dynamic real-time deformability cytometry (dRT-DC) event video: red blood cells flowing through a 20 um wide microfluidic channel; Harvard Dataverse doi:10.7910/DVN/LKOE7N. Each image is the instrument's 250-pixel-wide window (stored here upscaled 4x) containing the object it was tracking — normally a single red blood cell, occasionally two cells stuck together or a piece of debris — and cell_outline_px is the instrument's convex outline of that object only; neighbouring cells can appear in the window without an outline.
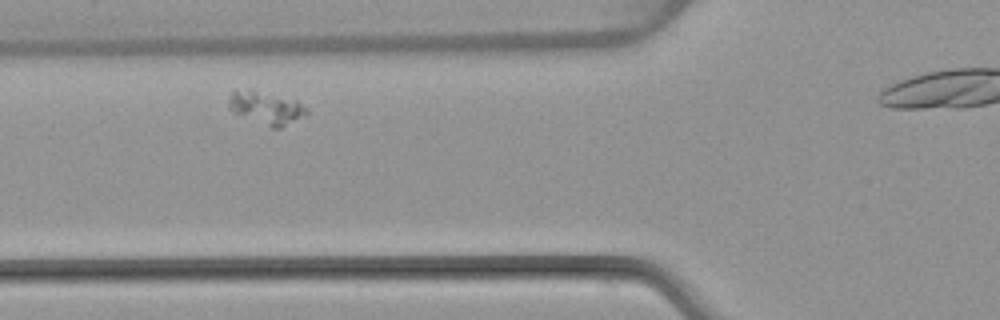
{"species": "common noctule bat (a hibernating species)", "species_latin": "Nyctalus noctula", "temperature_condition": "warm", "stored_images_in_passage": 4, "camera_frame_rate_fps": 3000, "um_per_image_px": 0.085, "animal": {"sex": "female", "body_mass_g": 22.7, "forearm_length_mm": 54.2}, "frame": {"image": 1, "passage_image": 2, "time_ms": 1.333, "image_size_px": [1000, 320], "cell_outline_px": [[308, 116], [280, 128], [272, 128], [236, 112], [228, 108], [228, 100], [232, 92], [236, 88], [248, 88], [296, 100], [308, 112]], "centroid_in_image_um": [22.63, 9.14], "position_along_channel_um": 103.2, "area_um2": 14.85}}
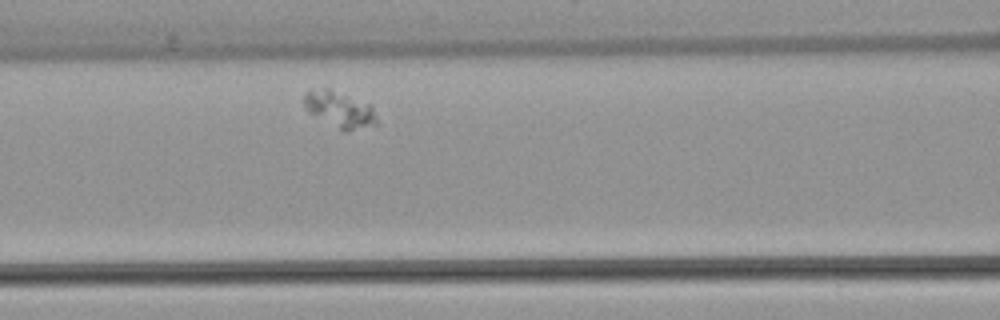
{"frame": {"image": 2, "passage_image": 3, "time_ms": 2.333, "image_size_px": [1000, 320], "cell_outline_px": [[376, 124], [344, 132], [308, 112], [304, 108], [304, 96], [308, 88], [328, 88], [368, 104], [372, 108], [376, 116]], "centroid_in_image_um": [28.79, 9.29], "position_along_channel_um": 137.8, "area_um2": 15.09}}